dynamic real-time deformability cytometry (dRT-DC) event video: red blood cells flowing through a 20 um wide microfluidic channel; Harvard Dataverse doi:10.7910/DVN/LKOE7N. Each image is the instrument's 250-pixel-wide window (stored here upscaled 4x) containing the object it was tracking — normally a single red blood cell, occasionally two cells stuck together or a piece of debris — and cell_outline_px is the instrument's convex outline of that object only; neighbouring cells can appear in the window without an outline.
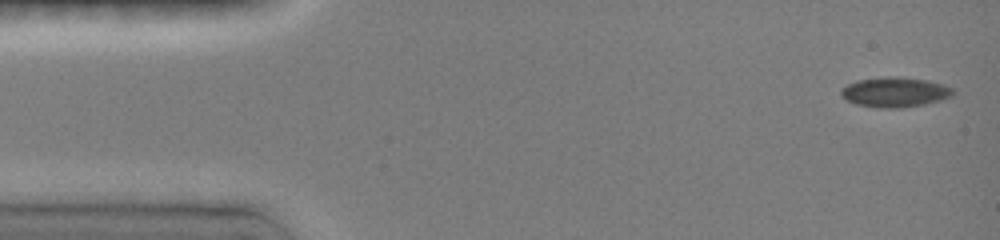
{"species": "common noctule bat (a hibernating species)", "species_latin": "Nyctalus noctula", "temperature_condition": "room temperature", "stored_images_in_passage": 10, "camera_frame_rate_fps": 3000, "um_per_image_px": 0.085, "animal": {"sex": "female", "body_mass_g": 19.0, "forearm_length_mm": 51.5}, "frame": {"image": 1, "passage_image": 1, "time_ms": 0.0, "image_size_px": [1000, 240], "cell_outline_px": [[956, 92], [952, 96], [940, 100], [924, 104], [900, 108], [880, 108], [856, 104], [840, 96], [840, 88], [856, 80], [884, 76], [896, 76], [928, 80], [944, 84], [952, 88]], "centroid_in_image_um": [76.06, 7.82], "position_along_channel_um": 8.9, "area_um2": 19.77}}
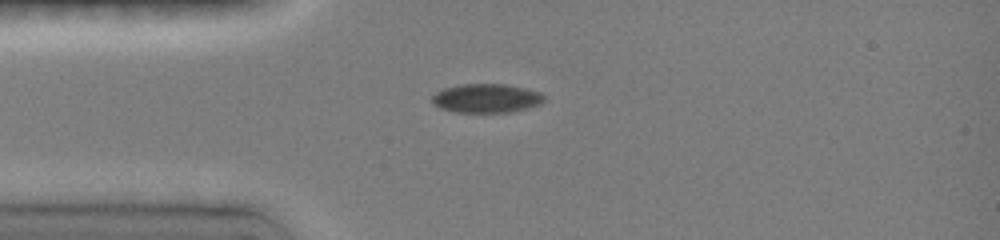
{"frame": {"image": 2, "passage_image": 7, "time_ms": 3.333, "image_size_px": [1000, 240], "cell_outline_px": [[544, 100], [540, 104], [528, 108], [512, 112], [456, 112], [440, 108], [432, 104], [432, 96], [436, 92], [444, 88], [460, 84], [504, 84], [524, 88], [540, 92], [544, 96]], "centroid_in_image_um": [41.33, 8.35], "position_along_channel_um": 43.7, "area_um2": 18.9}}